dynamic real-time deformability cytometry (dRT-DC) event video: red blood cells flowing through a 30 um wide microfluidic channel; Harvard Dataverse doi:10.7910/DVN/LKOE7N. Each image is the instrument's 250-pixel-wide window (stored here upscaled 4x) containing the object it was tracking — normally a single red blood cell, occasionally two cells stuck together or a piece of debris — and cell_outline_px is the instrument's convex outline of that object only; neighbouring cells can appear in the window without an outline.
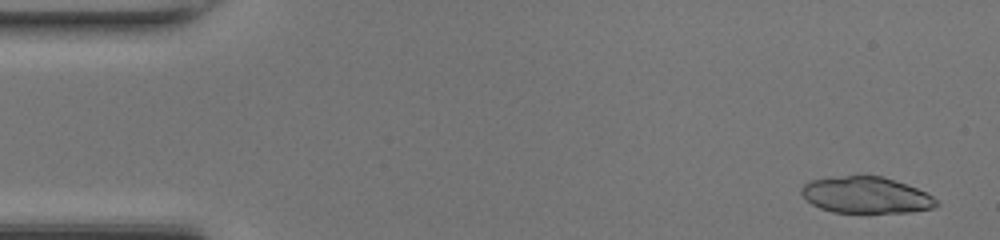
{"species": "common noctule bat (a hibernating species)", "species_latin": "Nyctalus noctula", "temperature_condition": "room temperature", "stored_images_in_passage": 48, "camera_frame_rate_fps": 3000, "um_per_image_px": 0.085, "animal": {"sex": "female", "body_mass_g": 17.0, "forearm_length_mm": 48.0}, "frame": {"image": 1, "passage_image": 2, "time_ms": 0.333, "image_size_px": [1000, 240], "cell_outline_px": [[940, 204], [932, 208], [908, 212], [832, 212], [820, 208], [812, 204], [800, 192], [800, 188], [808, 180], [844, 176], [880, 176], [916, 188], [932, 196]], "centroid_in_image_um": [73.57, 16.58], "position_along_channel_um": 11.4, "area_um2": 28.21}}
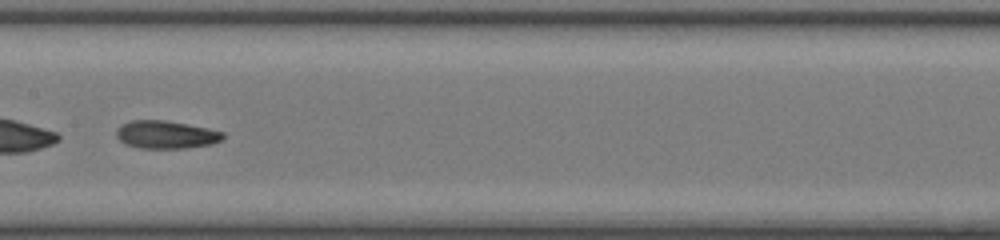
{"frame": {"image": 2, "passage_image": 24, "time_ms": 7.667, "image_size_px": [1000, 240], "cell_outline_px": [[224, 136], [220, 140], [212, 144], [188, 148], [140, 148], [124, 144], [116, 136], [116, 128], [120, 124], [132, 120], [164, 120], [188, 124], [208, 128], [224, 132]], "centroid_in_image_um": [14.08, 11.44], "position_along_channel_um": 193.3, "area_um2": 17.46}}
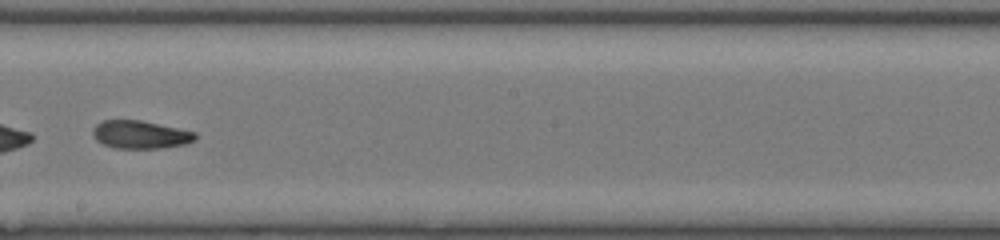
{"frame": {"image": 3, "passage_image": 27, "time_ms": 8.667, "image_size_px": [1000, 240], "cell_outline_px": [[196, 140], [184, 144], [160, 148], [116, 148], [104, 144], [96, 140], [92, 136], [92, 128], [96, 124], [104, 120], [140, 120], [196, 132]], "centroid_in_image_um": [11.9, 11.44], "position_along_channel_um": 236.3, "area_um2": 16.65}, "authors_computed_cell_mechanics": {"area_um2": 19.6809, "velocity_mm_per_s": 4.3231, "shape_relaxation_time_tau1_ms": 5.0916, "shape_relaxation_time_tau2_ms": 1.272, "deformation_change_tau1": 0.1765, "deformation_change_tau2": 0.058}}